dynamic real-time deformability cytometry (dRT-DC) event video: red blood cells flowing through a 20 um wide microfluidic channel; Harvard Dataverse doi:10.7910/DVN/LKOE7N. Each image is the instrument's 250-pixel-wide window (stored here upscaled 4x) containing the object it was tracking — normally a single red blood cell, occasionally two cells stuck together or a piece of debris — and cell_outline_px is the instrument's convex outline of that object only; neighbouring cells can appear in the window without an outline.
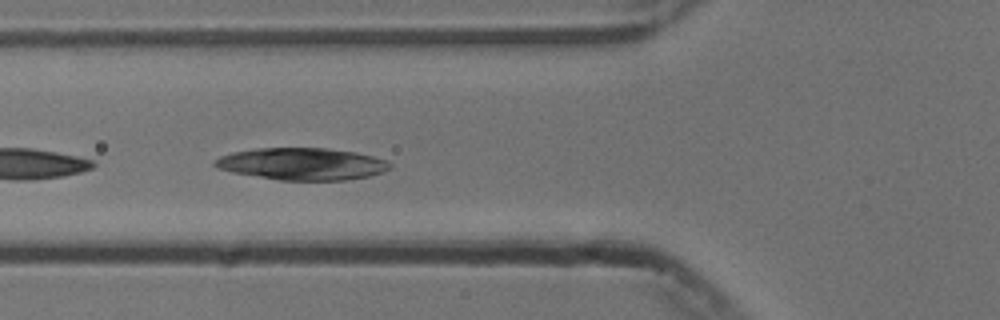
{"species": "common noctule bat (a hibernating species)", "species_latin": "Nyctalus noctula", "temperature_condition": "cold", "stored_images_in_passage": 38, "camera_frame_rate_fps": 3000, "um_per_image_px": 0.085, "animal": {"sex": "male", "body_mass_g": 13.3}, "frame": {"image": 1, "passage_image": 13, "time_ms": 4.0, "image_size_px": [1000, 320], "cell_outline_px": [[392, 168], [368, 176], [348, 180], [280, 180], [232, 172], [216, 168], [212, 164], [220, 156], [232, 152], [256, 148], [328, 148], [356, 152], [388, 160], [392, 164]], "centroid_in_image_um": [25.69, 13.93], "position_along_channel_um": 100.1, "area_um2": 32.77}}
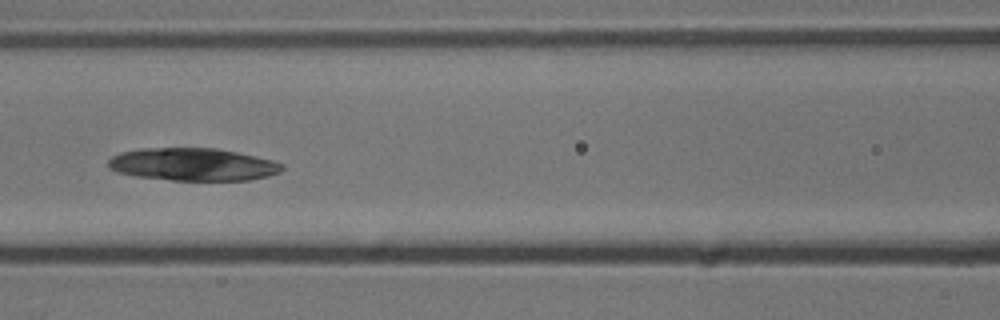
{"frame": {"image": 2, "passage_image": 17, "time_ms": 5.333, "image_size_px": [1000, 320], "cell_outline_px": [[284, 168], [280, 172], [268, 176], [248, 180], [172, 180], [136, 176], [116, 172], [108, 168], [108, 160], [112, 156], [120, 152], [140, 148], [216, 148], [256, 156], [272, 160], [284, 164]], "centroid_in_image_um": [16.38, 13.97], "position_along_channel_um": 150.2, "area_um2": 33.18}}